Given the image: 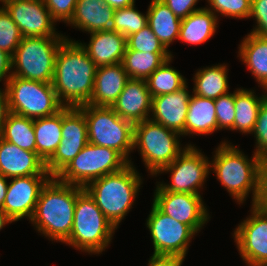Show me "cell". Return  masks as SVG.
Here are the masks:
<instances>
[{
    "mask_svg": "<svg viewBox=\"0 0 267 266\" xmlns=\"http://www.w3.org/2000/svg\"><path fill=\"white\" fill-rule=\"evenodd\" d=\"M97 68L78 41L67 38L62 42L52 85L64 107H79L90 102Z\"/></svg>",
    "mask_w": 267,
    "mask_h": 266,
    "instance_id": "6da1fadb",
    "label": "cell"
},
{
    "mask_svg": "<svg viewBox=\"0 0 267 266\" xmlns=\"http://www.w3.org/2000/svg\"><path fill=\"white\" fill-rule=\"evenodd\" d=\"M83 189L52 177L42 188L31 218L37 230L51 240L64 243L73 227L77 195Z\"/></svg>",
    "mask_w": 267,
    "mask_h": 266,
    "instance_id": "7a4b0ae2",
    "label": "cell"
},
{
    "mask_svg": "<svg viewBox=\"0 0 267 266\" xmlns=\"http://www.w3.org/2000/svg\"><path fill=\"white\" fill-rule=\"evenodd\" d=\"M139 173L130 162L123 169L91 181L84 189L117 228L131 209L141 185Z\"/></svg>",
    "mask_w": 267,
    "mask_h": 266,
    "instance_id": "3957f363",
    "label": "cell"
},
{
    "mask_svg": "<svg viewBox=\"0 0 267 266\" xmlns=\"http://www.w3.org/2000/svg\"><path fill=\"white\" fill-rule=\"evenodd\" d=\"M262 162L263 159L255 153L249 160L239 149L227 142H222L215 151L210 167L216 173L217 179L239 204L243 203L248 193L252 191L253 205L258 194L259 171Z\"/></svg>",
    "mask_w": 267,
    "mask_h": 266,
    "instance_id": "277c9868",
    "label": "cell"
},
{
    "mask_svg": "<svg viewBox=\"0 0 267 266\" xmlns=\"http://www.w3.org/2000/svg\"><path fill=\"white\" fill-rule=\"evenodd\" d=\"M115 229L83 189L77 195L73 227L65 243L88 253L99 254L110 244Z\"/></svg>",
    "mask_w": 267,
    "mask_h": 266,
    "instance_id": "5b68a950",
    "label": "cell"
},
{
    "mask_svg": "<svg viewBox=\"0 0 267 266\" xmlns=\"http://www.w3.org/2000/svg\"><path fill=\"white\" fill-rule=\"evenodd\" d=\"M87 122L88 142L118 151L129 163L133 148L134 124L121 118L111 107L79 106Z\"/></svg>",
    "mask_w": 267,
    "mask_h": 266,
    "instance_id": "8992f818",
    "label": "cell"
},
{
    "mask_svg": "<svg viewBox=\"0 0 267 266\" xmlns=\"http://www.w3.org/2000/svg\"><path fill=\"white\" fill-rule=\"evenodd\" d=\"M66 37H23L12 55V76L52 83L55 61ZM16 66V67H15Z\"/></svg>",
    "mask_w": 267,
    "mask_h": 266,
    "instance_id": "52a82bcc",
    "label": "cell"
},
{
    "mask_svg": "<svg viewBox=\"0 0 267 266\" xmlns=\"http://www.w3.org/2000/svg\"><path fill=\"white\" fill-rule=\"evenodd\" d=\"M178 135L150 119L134 124L133 148H139L151 175H156L184 151L186 147H180Z\"/></svg>",
    "mask_w": 267,
    "mask_h": 266,
    "instance_id": "ba28073f",
    "label": "cell"
},
{
    "mask_svg": "<svg viewBox=\"0 0 267 266\" xmlns=\"http://www.w3.org/2000/svg\"><path fill=\"white\" fill-rule=\"evenodd\" d=\"M5 86L11 113L35 119L54 115L64 107L52 83L11 76Z\"/></svg>",
    "mask_w": 267,
    "mask_h": 266,
    "instance_id": "9c48e42d",
    "label": "cell"
},
{
    "mask_svg": "<svg viewBox=\"0 0 267 266\" xmlns=\"http://www.w3.org/2000/svg\"><path fill=\"white\" fill-rule=\"evenodd\" d=\"M128 164L118 151L88 142L55 178L62 183L85 187L91 181L117 172Z\"/></svg>",
    "mask_w": 267,
    "mask_h": 266,
    "instance_id": "30bf717a",
    "label": "cell"
},
{
    "mask_svg": "<svg viewBox=\"0 0 267 266\" xmlns=\"http://www.w3.org/2000/svg\"><path fill=\"white\" fill-rule=\"evenodd\" d=\"M154 246V255L180 256L185 258L195 231L164 214L154 203L146 223Z\"/></svg>",
    "mask_w": 267,
    "mask_h": 266,
    "instance_id": "8fae6325",
    "label": "cell"
},
{
    "mask_svg": "<svg viewBox=\"0 0 267 266\" xmlns=\"http://www.w3.org/2000/svg\"><path fill=\"white\" fill-rule=\"evenodd\" d=\"M88 143L87 122L79 107L62 108V139L46 170L56 177Z\"/></svg>",
    "mask_w": 267,
    "mask_h": 266,
    "instance_id": "7c38bea8",
    "label": "cell"
},
{
    "mask_svg": "<svg viewBox=\"0 0 267 266\" xmlns=\"http://www.w3.org/2000/svg\"><path fill=\"white\" fill-rule=\"evenodd\" d=\"M206 158L196 147L187 145L171 164L158 172H171V184L158 185L168 192L200 195L198 189L203 186L210 170V161Z\"/></svg>",
    "mask_w": 267,
    "mask_h": 266,
    "instance_id": "4fadbf2b",
    "label": "cell"
},
{
    "mask_svg": "<svg viewBox=\"0 0 267 266\" xmlns=\"http://www.w3.org/2000/svg\"><path fill=\"white\" fill-rule=\"evenodd\" d=\"M154 194L153 203L176 221L189 225L196 233L208 221L201 195L164 191L159 185Z\"/></svg>",
    "mask_w": 267,
    "mask_h": 266,
    "instance_id": "5bb4252c",
    "label": "cell"
},
{
    "mask_svg": "<svg viewBox=\"0 0 267 266\" xmlns=\"http://www.w3.org/2000/svg\"><path fill=\"white\" fill-rule=\"evenodd\" d=\"M3 7L23 37H64L56 34L55 21L43 0H10Z\"/></svg>",
    "mask_w": 267,
    "mask_h": 266,
    "instance_id": "9a60e30c",
    "label": "cell"
},
{
    "mask_svg": "<svg viewBox=\"0 0 267 266\" xmlns=\"http://www.w3.org/2000/svg\"><path fill=\"white\" fill-rule=\"evenodd\" d=\"M51 178V175H30L12 178L8 184L2 210L13 222L23 217L31 220L40 192Z\"/></svg>",
    "mask_w": 267,
    "mask_h": 266,
    "instance_id": "2e32d148",
    "label": "cell"
},
{
    "mask_svg": "<svg viewBox=\"0 0 267 266\" xmlns=\"http://www.w3.org/2000/svg\"><path fill=\"white\" fill-rule=\"evenodd\" d=\"M252 215L234 231L239 253L248 266L267 261V213L252 205Z\"/></svg>",
    "mask_w": 267,
    "mask_h": 266,
    "instance_id": "e0dca14e",
    "label": "cell"
},
{
    "mask_svg": "<svg viewBox=\"0 0 267 266\" xmlns=\"http://www.w3.org/2000/svg\"><path fill=\"white\" fill-rule=\"evenodd\" d=\"M187 87L186 85L177 92L152 97L153 115L149 119L180 135H185V120L191 96Z\"/></svg>",
    "mask_w": 267,
    "mask_h": 266,
    "instance_id": "ac0fdd59",
    "label": "cell"
},
{
    "mask_svg": "<svg viewBox=\"0 0 267 266\" xmlns=\"http://www.w3.org/2000/svg\"><path fill=\"white\" fill-rule=\"evenodd\" d=\"M0 174L6 178L50 175L46 163L36 153L0 138Z\"/></svg>",
    "mask_w": 267,
    "mask_h": 266,
    "instance_id": "d6986e66",
    "label": "cell"
},
{
    "mask_svg": "<svg viewBox=\"0 0 267 266\" xmlns=\"http://www.w3.org/2000/svg\"><path fill=\"white\" fill-rule=\"evenodd\" d=\"M152 97L146 80L129 79L111 108L133 124L149 119Z\"/></svg>",
    "mask_w": 267,
    "mask_h": 266,
    "instance_id": "ffe728a7",
    "label": "cell"
},
{
    "mask_svg": "<svg viewBox=\"0 0 267 266\" xmlns=\"http://www.w3.org/2000/svg\"><path fill=\"white\" fill-rule=\"evenodd\" d=\"M129 79L122 63L99 66L96 70L92 97L88 104L111 107Z\"/></svg>",
    "mask_w": 267,
    "mask_h": 266,
    "instance_id": "44dd1931",
    "label": "cell"
},
{
    "mask_svg": "<svg viewBox=\"0 0 267 266\" xmlns=\"http://www.w3.org/2000/svg\"><path fill=\"white\" fill-rule=\"evenodd\" d=\"M90 34L89 44H80L97 67L122 62L127 47L124 35L112 29Z\"/></svg>",
    "mask_w": 267,
    "mask_h": 266,
    "instance_id": "7402d4cb",
    "label": "cell"
},
{
    "mask_svg": "<svg viewBox=\"0 0 267 266\" xmlns=\"http://www.w3.org/2000/svg\"><path fill=\"white\" fill-rule=\"evenodd\" d=\"M115 9L104 0H77L75 12L68 24L93 33L112 29Z\"/></svg>",
    "mask_w": 267,
    "mask_h": 266,
    "instance_id": "603a6c76",
    "label": "cell"
},
{
    "mask_svg": "<svg viewBox=\"0 0 267 266\" xmlns=\"http://www.w3.org/2000/svg\"><path fill=\"white\" fill-rule=\"evenodd\" d=\"M214 131H217L214 99L198 95L190 96L185 120V135H204Z\"/></svg>",
    "mask_w": 267,
    "mask_h": 266,
    "instance_id": "cb8c5ba5",
    "label": "cell"
},
{
    "mask_svg": "<svg viewBox=\"0 0 267 266\" xmlns=\"http://www.w3.org/2000/svg\"><path fill=\"white\" fill-rule=\"evenodd\" d=\"M148 25L167 49L178 39L182 19L177 17L161 0H151L147 11Z\"/></svg>",
    "mask_w": 267,
    "mask_h": 266,
    "instance_id": "d4e9b609",
    "label": "cell"
},
{
    "mask_svg": "<svg viewBox=\"0 0 267 266\" xmlns=\"http://www.w3.org/2000/svg\"><path fill=\"white\" fill-rule=\"evenodd\" d=\"M239 55L256 81L267 91V37L250 33L240 44Z\"/></svg>",
    "mask_w": 267,
    "mask_h": 266,
    "instance_id": "484cf974",
    "label": "cell"
},
{
    "mask_svg": "<svg viewBox=\"0 0 267 266\" xmlns=\"http://www.w3.org/2000/svg\"><path fill=\"white\" fill-rule=\"evenodd\" d=\"M34 133L36 153L46 163L62 139V109L54 115L34 119Z\"/></svg>",
    "mask_w": 267,
    "mask_h": 266,
    "instance_id": "4316f807",
    "label": "cell"
},
{
    "mask_svg": "<svg viewBox=\"0 0 267 266\" xmlns=\"http://www.w3.org/2000/svg\"><path fill=\"white\" fill-rule=\"evenodd\" d=\"M217 15L207 8L191 13L183 18L178 40L188 44H201L216 32Z\"/></svg>",
    "mask_w": 267,
    "mask_h": 266,
    "instance_id": "83f0119b",
    "label": "cell"
},
{
    "mask_svg": "<svg viewBox=\"0 0 267 266\" xmlns=\"http://www.w3.org/2000/svg\"><path fill=\"white\" fill-rule=\"evenodd\" d=\"M0 138L21 149L36 152L34 119L10 112L0 131Z\"/></svg>",
    "mask_w": 267,
    "mask_h": 266,
    "instance_id": "f1b7e54d",
    "label": "cell"
},
{
    "mask_svg": "<svg viewBox=\"0 0 267 266\" xmlns=\"http://www.w3.org/2000/svg\"><path fill=\"white\" fill-rule=\"evenodd\" d=\"M226 65H217L200 69L194 78V95L217 99L228 92L229 84Z\"/></svg>",
    "mask_w": 267,
    "mask_h": 266,
    "instance_id": "f546056e",
    "label": "cell"
},
{
    "mask_svg": "<svg viewBox=\"0 0 267 266\" xmlns=\"http://www.w3.org/2000/svg\"><path fill=\"white\" fill-rule=\"evenodd\" d=\"M265 93L267 92L265 91ZM266 98L267 94L257 97L252 90H236L234 130L251 133L257 120L259 108Z\"/></svg>",
    "mask_w": 267,
    "mask_h": 266,
    "instance_id": "4dcf8cb0",
    "label": "cell"
},
{
    "mask_svg": "<svg viewBox=\"0 0 267 266\" xmlns=\"http://www.w3.org/2000/svg\"><path fill=\"white\" fill-rule=\"evenodd\" d=\"M171 53H150L125 50L122 65L129 78L146 80L167 59Z\"/></svg>",
    "mask_w": 267,
    "mask_h": 266,
    "instance_id": "1f68e13d",
    "label": "cell"
},
{
    "mask_svg": "<svg viewBox=\"0 0 267 266\" xmlns=\"http://www.w3.org/2000/svg\"><path fill=\"white\" fill-rule=\"evenodd\" d=\"M172 57L167 59L147 79L151 97L174 93L187 85L186 79L172 67H169Z\"/></svg>",
    "mask_w": 267,
    "mask_h": 266,
    "instance_id": "d6a6232c",
    "label": "cell"
},
{
    "mask_svg": "<svg viewBox=\"0 0 267 266\" xmlns=\"http://www.w3.org/2000/svg\"><path fill=\"white\" fill-rule=\"evenodd\" d=\"M148 24L147 14L143 15L135 9V4L115 9L112 21V30L124 35L126 38L139 32Z\"/></svg>",
    "mask_w": 267,
    "mask_h": 266,
    "instance_id": "836d02e7",
    "label": "cell"
},
{
    "mask_svg": "<svg viewBox=\"0 0 267 266\" xmlns=\"http://www.w3.org/2000/svg\"><path fill=\"white\" fill-rule=\"evenodd\" d=\"M126 43V50L150 53H170V51L167 50L155 36L148 24L139 32L129 35L126 38Z\"/></svg>",
    "mask_w": 267,
    "mask_h": 266,
    "instance_id": "e575fe53",
    "label": "cell"
},
{
    "mask_svg": "<svg viewBox=\"0 0 267 266\" xmlns=\"http://www.w3.org/2000/svg\"><path fill=\"white\" fill-rule=\"evenodd\" d=\"M23 36L4 7L0 8V49L11 56L19 46Z\"/></svg>",
    "mask_w": 267,
    "mask_h": 266,
    "instance_id": "d590c367",
    "label": "cell"
},
{
    "mask_svg": "<svg viewBox=\"0 0 267 266\" xmlns=\"http://www.w3.org/2000/svg\"><path fill=\"white\" fill-rule=\"evenodd\" d=\"M252 0H208L210 11L233 18H249Z\"/></svg>",
    "mask_w": 267,
    "mask_h": 266,
    "instance_id": "8d00e7d4",
    "label": "cell"
},
{
    "mask_svg": "<svg viewBox=\"0 0 267 266\" xmlns=\"http://www.w3.org/2000/svg\"><path fill=\"white\" fill-rule=\"evenodd\" d=\"M216 108L217 130H234L235 119V92L227 93L214 99Z\"/></svg>",
    "mask_w": 267,
    "mask_h": 266,
    "instance_id": "74e56055",
    "label": "cell"
},
{
    "mask_svg": "<svg viewBox=\"0 0 267 266\" xmlns=\"http://www.w3.org/2000/svg\"><path fill=\"white\" fill-rule=\"evenodd\" d=\"M257 149L254 152L263 160L267 159V98L262 102L253 131Z\"/></svg>",
    "mask_w": 267,
    "mask_h": 266,
    "instance_id": "f35d334b",
    "label": "cell"
},
{
    "mask_svg": "<svg viewBox=\"0 0 267 266\" xmlns=\"http://www.w3.org/2000/svg\"><path fill=\"white\" fill-rule=\"evenodd\" d=\"M52 19L69 23L74 15L77 0H43Z\"/></svg>",
    "mask_w": 267,
    "mask_h": 266,
    "instance_id": "ab89813d",
    "label": "cell"
},
{
    "mask_svg": "<svg viewBox=\"0 0 267 266\" xmlns=\"http://www.w3.org/2000/svg\"><path fill=\"white\" fill-rule=\"evenodd\" d=\"M249 17H255L257 23L251 33L267 37V0H252Z\"/></svg>",
    "mask_w": 267,
    "mask_h": 266,
    "instance_id": "60d3db41",
    "label": "cell"
},
{
    "mask_svg": "<svg viewBox=\"0 0 267 266\" xmlns=\"http://www.w3.org/2000/svg\"><path fill=\"white\" fill-rule=\"evenodd\" d=\"M257 209L267 213V159L263 160L259 171L258 194L253 204Z\"/></svg>",
    "mask_w": 267,
    "mask_h": 266,
    "instance_id": "b9f144b4",
    "label": "cell"
},
{
    "mask_svg": "<svg viewBox=\"0 0 267 266\" xmlns=\"http://www.w3.org/2000/svg\"><path fill=\"white\" fill-rule=\"evenodd\" d=\"M180 19L186 18L191 13L201 10L194 8L198 0H161Z\"/></svg>",
    "mask_w": 267,
    "mask_h": 266,
    "instance_id": "7bdbcfd3",
    "label": "cell"
},
{
    "mask_svg": "<svg viewBox=\"0 0 267 266\" xmlns=\"http://www.w3.org/2000/svg\"><path fill=\"white\" fill-rule=\"evenodd\" d=\"M184 258L180 256L154 255L151 256L149 266H181Z\"/></svg>",
    "mask_w": 267,
    "mask_h": 266,
    "instance_id": "ee69618b",
    "label": "cell"
},
{
    "mask_svg": "<svg viewBox=\"0 0 267 266\" xmlns=\"http://www.w3.org/2000/svg\"><path fill=\"white\" fill-rule=\"evenodd\" d=\"M12 69V56L8 54L6 51L0 49V81L4 78V81H8V79L12 76V73L9 71ZM9 73L8 75H6Z\"/></svg>",
    "mask_w": 267,
    "mask_h": 266,
    "instance_id": "f6af8a7d",
    "label": "cell"
},
{
    "mask_svg": "<svg viewBox=\"0 0 267 266\" xmlns=\"http://www.w3.org/2000/svg\"><path fill=\"white\" fill-rule=\"evenodd\" d=\"M1 90L2 89H0V131L10 113L6 89L5 91Z\"/></svg>",
    "mask_w": 267,
    "mask_h": 266,
    "instance_id": "bcb514c9",
    "label": "cell"
},
{
    "mask_svg": "<svg viewBox=\"0 0 267 266\" xmlns=\"http://www.w3.org/2000/svg\"><path fill=\"white\" fill-rule=\"evenodd\" d=\"M113 9H120L123 7H128L134 5L135 0H104Z\"/></svg>",
    "mask_w": 267,
    "mask_h": 266,
    "instance_id": "7dc6e473",
    "label": "cell"
},
{
    "mask_svg": "<svg viewBox=\"0 0 267 266\" xmlns=\"http://www.w3.org/2000/svg\"><path fill=\"white\" fill-rule=\"evenodd\" d=\"M6 177L0 174V208L2 209L4 200L6 197V192L8 188V183Z\"/></svg>",
    "mask_w": 267,
    "mask_h": 266,
    "instance_id": "c3c4849f",
    "label": "cell"
},
{
    "mask_svg": "<svg viewBox=\"0 0 267 266\" xmlns=\"http://www.w3.org/2000/svg\"><path fill=\"white\" fill-rule=\"evenodd\" d=\"M11 218L0 208V230L7 223H12Z\"/></svg>",
    "mask_w": 267,
    "mask_h": 266,
    "instance_id": "681fc988",
    "label": "cell"
},
{
    "mask_svg": "<svg viewBox=\"0 0 267 266\" xmlns=\"http://www.w3.org/2000/svg\"><path fill=\"white\" fill-rule=\"evenodd\" d=\"M255 266H267V261L256 264Z\"/></svg>",
    "mask_w": 267,
    "mask_h": 266,
    "instance_id": "f907efd6",
    "label": "cell"
},
{
    "mask_svg": "<svg viewBox=\"0 0 267 266\" xmlns=\"http://www.w3.org/2000/svg\"><path fill=\"white\" fill-rule=\"evenodd\" d=\"M7 1H10V0H0V2H2L3 4Z\"/></svg>",
    "mask_w": 267,
    "mask_h": 266,
    "instance_id": "816d5d0a",
    "label": "cell"
}]
</instances>
